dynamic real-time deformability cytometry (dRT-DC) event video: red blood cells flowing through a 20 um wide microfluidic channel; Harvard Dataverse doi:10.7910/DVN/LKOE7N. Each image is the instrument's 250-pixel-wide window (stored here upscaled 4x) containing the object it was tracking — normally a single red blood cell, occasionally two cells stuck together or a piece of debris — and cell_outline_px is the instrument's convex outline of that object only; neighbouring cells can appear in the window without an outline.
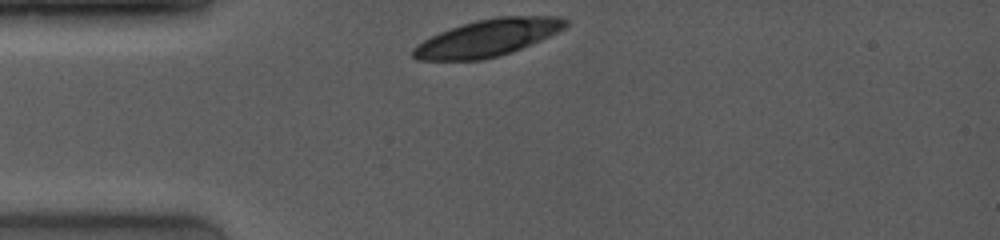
{"species": "common noctule bat (a hibernating species)", "species_latin": "Nyctalus noctula", "temperature_condition": "room temperature", "stored_images_in_passage": 1, "camera_frame_rate_fps": 4000, "um_per_image_px": 0.085, "animal": {"sex": "female", "body_mass_g": 19.0, "forearm_length_mm": 53.3}, "frame": {"image": 1, "passage_image": 1, "time_ms": 0.0, "image_size_px": [1000, 240], "cell_outline_px": [[568, 24], [564, 28], [540, 40], [512, 52], [500, 56], [484, 60], [416, 60], [412, 56], [412, 48], [416, 44], [440, 32], [476, 20], [500, 16], [560, 16], [568, 20]], "centroid_in_image_um": [41.45, 3.22], "position_along_channel_um": 43.6, "area_um2": 32.71}}